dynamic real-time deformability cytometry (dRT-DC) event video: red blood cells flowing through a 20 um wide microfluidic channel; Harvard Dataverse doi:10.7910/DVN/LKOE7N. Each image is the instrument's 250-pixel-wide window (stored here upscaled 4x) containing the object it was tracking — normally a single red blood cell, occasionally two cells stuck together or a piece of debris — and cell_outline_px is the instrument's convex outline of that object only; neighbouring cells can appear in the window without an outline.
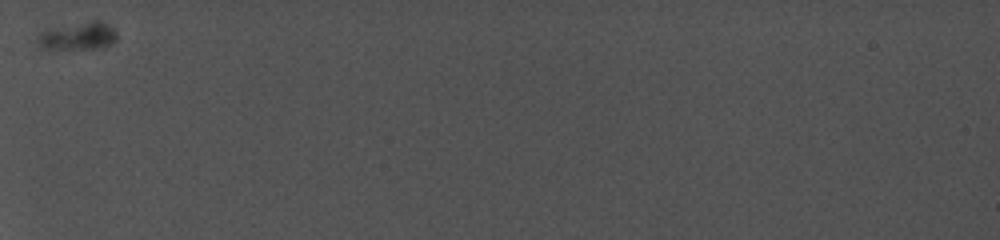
{"species": "common noctule bat (a hibernating species)", "species_latin": "Nyctalus noctula", "temperature_condition": "cold", "stored_images_in_passage": 37, "camera_frame_rate_fps": 5000, "um_per_image_px": 0.085, "animal": {"sex": "female", "body_mass_g": 19.0, "forearm_length_mm": 56.7}, "frame": {"image": 1, "passage_image": 1, "time_ms": 0.0, "image_size_px": [1000, 240], "cell_outline_px": [[116, 40], [112, 44], [100, 48], [36, 48], [36, 40], [40, 32], [44, 28], [92, 20], [100, 20], [112, 28], [116, 32]], "centroid_in_image_um": [6.56, 3.04], "position_along_channel_um": 78.4, "area_um2": 13.06}}
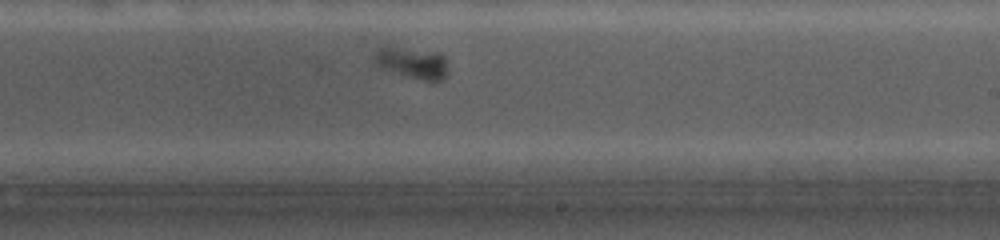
{"frame": {"image": 2, "passage_image": 26, "time_ms": 4.8, "image_size_px": [1000, 240], "cell_outline_px": [[448, 72], [440, 80], [432, 84], [380, 68], [376, 64], [372, 56], [384, 44], [388, 44], [440, 52], [444, 56]], "centroid_in_image_um": [35.02, 5.32], "position_along_channel_um": 254.0, "area_um2": 14.28}}
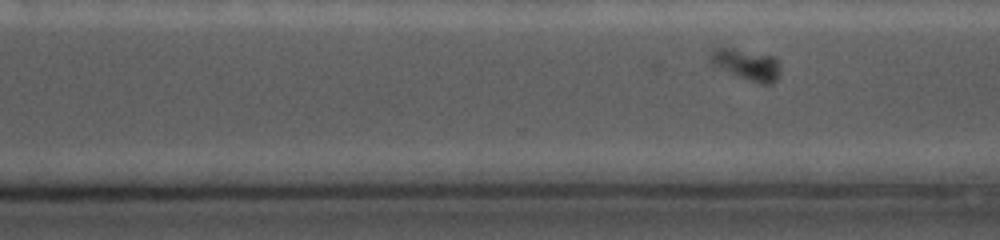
{"frame": {"image": 3, "passage_image": 34, "time_ms": 6.2, "image_size_px": [1000, 240], "cell_outline_px": [[780, 76], [776, 80], [768, 84], [760, 84], [716, 64], [708, 56], [712, 48], [732, 48], [776, 56], [780, 64]], "centroid_in_image_um": [63.58, 5.45], "position_along_channel_um": 307.0, "area_um2": 12.14}}